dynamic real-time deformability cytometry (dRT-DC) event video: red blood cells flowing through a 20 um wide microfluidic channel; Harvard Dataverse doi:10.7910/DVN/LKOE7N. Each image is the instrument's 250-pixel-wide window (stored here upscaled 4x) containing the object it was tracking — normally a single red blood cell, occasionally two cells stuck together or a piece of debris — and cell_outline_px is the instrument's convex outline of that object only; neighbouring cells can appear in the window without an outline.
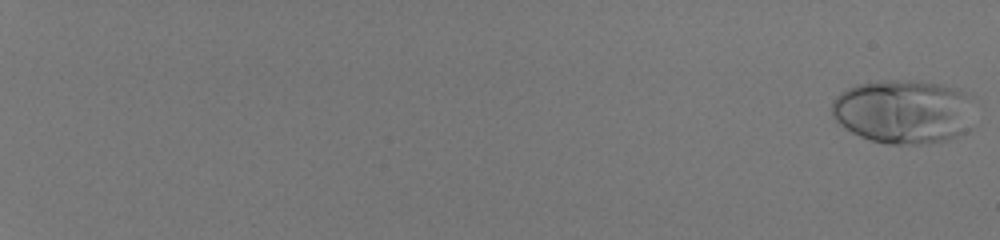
{"species": "human", "species_latin": "Homo sapiens", "temperature_condition": "room temperature", "stored_images_in_passage": 56, "camera_frame_rate_fps": 3000, "um_per_image_px": 0.085, "donor": {"sex": "male"}, "frame": {"image": 1, "passage_image": 1, "time_ms": 0.0, "image_size_px": [1000, 240], "cell_outline_px": [[972, 128], [948, 140], [920, 144], [888, 144], [872, 140], [860, 136], [852, 132], [840, 124], [832, 116], [832, 100], [840, 92], [856, 84], [880, 80], [912, 80], [940, 84], [956, 88], [964, 92]], "centroid_in_image_um": [76.73, 9.48], "position_along_channel_um": 8.3, "area_um2": 52.89}}
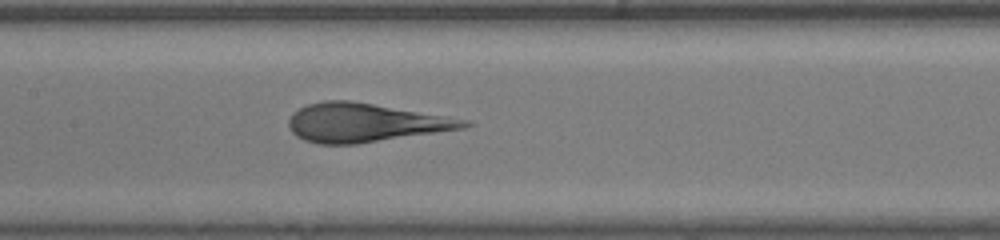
{"frame": {"image": 2, "passage_image": 34, "time_ms": 11.0, "image_size_px": [1000, 240], "cell_outline_px": [[476, 124], [464, 128], [356, 144], [320, 144], [304, 140], [296, 136], [292, 132], [288, 124], [288, 120], [292, 112], [308, 104], [324, 100], [352, 100], [472, 120]], "centroid_in_image_um": [31.04, 10.41], "position_along_channel_um": 176.4, "area_um2": 39.71}}
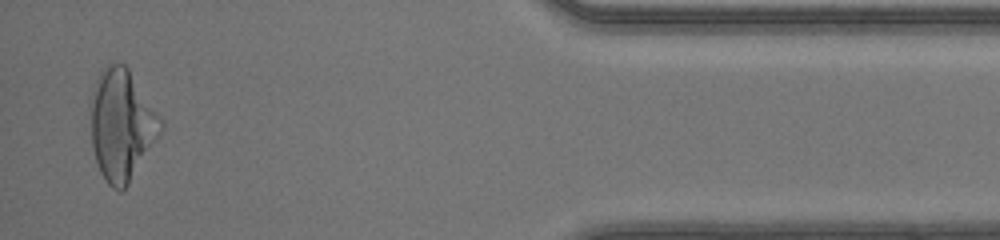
{"frame": {"image": 3, "passage_image": 55, "time_ms": 18.0, "image_size_px": [1000, 240], "cell_outline_px": [[164, 128], [128, 184], [120, 192], [112, 188], [108, 184], [100, 172], [96, 160], [92, 144], [92, 88], [104, 64], [124, 64], [128, 68], [164, 120]], "centroid_in_image_um": [10.37, 10.6], "position_along_channel_um": 424.8, "area_um2": 45.08}}